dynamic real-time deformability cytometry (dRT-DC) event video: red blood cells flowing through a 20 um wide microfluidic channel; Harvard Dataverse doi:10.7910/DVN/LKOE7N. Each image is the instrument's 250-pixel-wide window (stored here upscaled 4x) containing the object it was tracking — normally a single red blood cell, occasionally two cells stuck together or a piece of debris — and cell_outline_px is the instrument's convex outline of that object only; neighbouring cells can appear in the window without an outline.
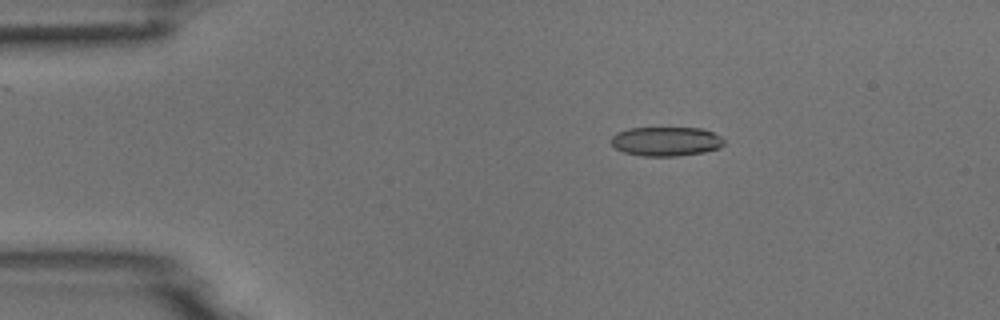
{"species": "common noctule bat (a hibernating species)", "species_latin": "Nyctalus noctula", "temperature_condition": "room temperature", "stored_images_in_passage": 4, "camera_frame_rate_fps": 3000, "um_per_image_px": 0.085, "animal": {"sex": "male", "body_mass_g": 18.8}, "frame": {"image": 1, "passage_image": 3, "time_ms": 0.667, "image_size_px": [1000, 320], "cell_outline_px": [[724, 144], [720, 148], [704, 152], [676, 156], [644, 156], [624, 152], [616, 148], [612, 144], [612, 136], [616, 132], [628, 128], [704, 128], [720, 136], [724, 140]], "centroid_in_image_um": [56.63, 12.01], "position_along_channel_um": 28.4, "area_um2": 19.25}}